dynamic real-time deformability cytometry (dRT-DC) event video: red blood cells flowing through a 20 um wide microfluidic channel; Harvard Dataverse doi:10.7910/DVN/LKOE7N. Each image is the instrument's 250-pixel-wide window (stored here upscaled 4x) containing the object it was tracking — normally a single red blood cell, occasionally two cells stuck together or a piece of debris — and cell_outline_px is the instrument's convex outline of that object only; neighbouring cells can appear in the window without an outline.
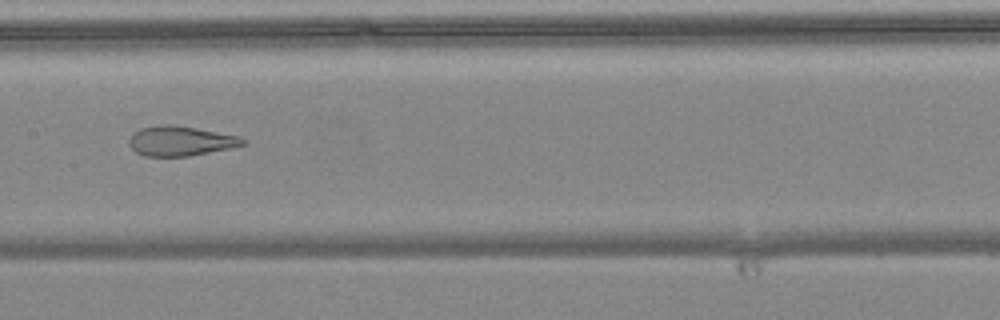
{"species": "common noctule bat (a hibernating species)", "species_latin": "Nyctalus noctula", "temperature_condition": "warm", "stored_images_in_passage": 5, "camera_frame_rate_fps": 3000, "um_per_image_px": 0.085, "animal": {"sex": "female", "body_mass_g": 24.6, "forearm_length_mm": 56.2}, "frame": {"image": 1, "passage_image": 5, "time_ms": 1.333, "image_size_px": [1000, 320], "cell_outline_px": [[248, 140], [244, 144], [232, 148], [188, 156], [144, 156], [136, 152], [128, 144], [128, 140], [132, 132], [140, 128], [160, 124], [172, 124], [196, 128], [240, 136]], "centroid_in_image_um": [15.33, 11.97], "position_along_channel_um": 192.1, "area_um2": 19.94}}